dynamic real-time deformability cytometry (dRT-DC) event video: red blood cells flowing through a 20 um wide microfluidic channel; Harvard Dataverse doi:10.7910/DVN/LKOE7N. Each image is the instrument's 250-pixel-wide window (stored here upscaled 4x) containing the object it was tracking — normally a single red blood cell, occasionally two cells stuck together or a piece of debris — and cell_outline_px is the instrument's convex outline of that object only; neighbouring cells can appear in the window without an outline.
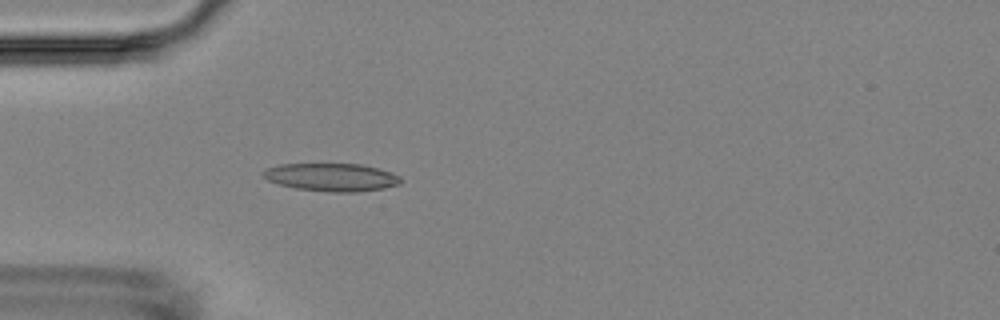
{"species": "Egyptian fruit bat (a non-hibernating species)", "species_latin": "Rousettus aegyptiacus", "temperature_condition": "room temperature", "stored_images_in_passage": 5, "camera_frame_rate_fps": 3000, "um_per_image_px": 0.085, "animal": {"sex": "female"}, "frame": {"image": 1, "passage_image": 5, "time_ms": 4.667, "image_size_px": [1000, 320], "cell_outline_px": [[404, 180], [400, 184], [384, 188], [356, 192], [328, 192], [296, 188], [280, 184], [268, 180], [260, 172], [268, 168], [280, 164], [360, 164], [392, 172], [400, 176]], "centroid_in_image_um": [28.22, 15.06], "position_along_channel_um": 56.8, "area_um2": 22.37}}